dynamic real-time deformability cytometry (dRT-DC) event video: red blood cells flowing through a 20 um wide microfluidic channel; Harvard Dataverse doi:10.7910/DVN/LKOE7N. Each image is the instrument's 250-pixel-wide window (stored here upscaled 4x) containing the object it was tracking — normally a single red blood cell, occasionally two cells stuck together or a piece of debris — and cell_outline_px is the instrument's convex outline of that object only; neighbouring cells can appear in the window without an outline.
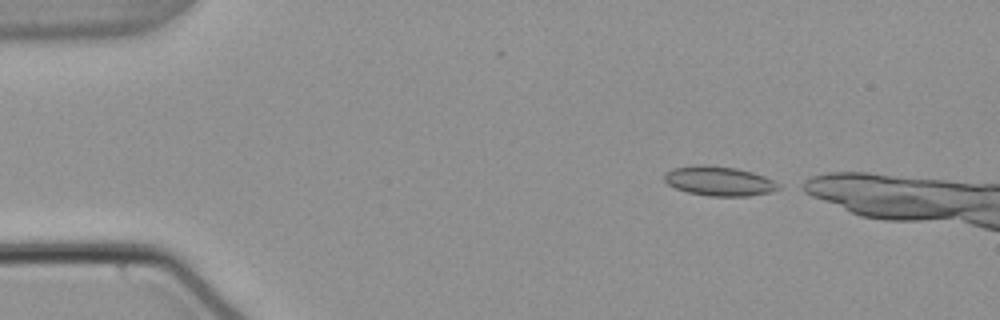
{"species": "common noctule bat (a hibernating species)", "species_latin": "Nyctalus noctula", "temperature_condition": "warm", "stored_images_in_passage": 5, "camera_frame_rate_fps": 3000, "um_per_image_px": 0.085, "animal": {"sex": "male", "body_mass_g": 21.5, "forearm_length_mm": 52.0}, "frame": {"image": 1, "passage_image": 1, "time_ms": 0.0, "image_size_px": [1000, 320], "cell_outline_px": [[784, 188], [772, 192], [748, 196], [708, 196], [688, 192], [676, 188], [668, 184], [664, 180], [664, 172], [672, 168], [700, 164], [704, 164], [736, 168], [752, 172], [764, 176], [780, 184]], "centroid_in_image_um": [61.14, 15.39], "position_along_channel_um": 23.9, "area_um2": 19.83}}